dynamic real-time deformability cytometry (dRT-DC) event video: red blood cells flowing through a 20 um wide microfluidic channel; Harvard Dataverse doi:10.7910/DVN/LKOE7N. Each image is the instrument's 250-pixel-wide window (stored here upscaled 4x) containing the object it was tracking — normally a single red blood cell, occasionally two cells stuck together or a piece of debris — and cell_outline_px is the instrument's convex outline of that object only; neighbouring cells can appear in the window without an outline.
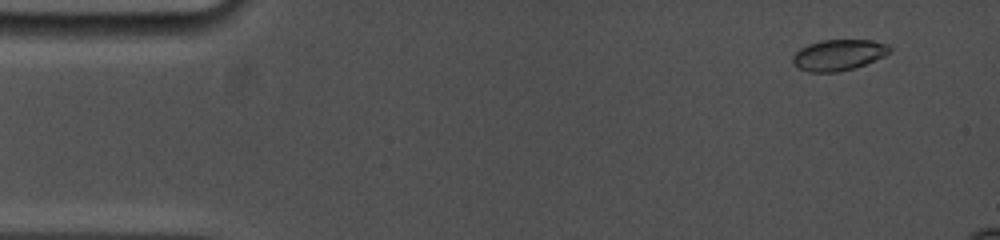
{"species": "common noctule bat (a hibernating species)", "species_latin": "Nyctalus noctula", "temperature_condition": "cold", "stored_images_in_passage": 7, "camera_frame_rate_fps": 5000, "um_per_image_px": 0.085, "animal": {"sex": "female", "body_mass_g": 19.0, "forearm_length_mm": 53.3}, "frame": {"image": 1, "passage_image": 2, "time_ms": 0.8, "image_size_px": [1000, 240], "cell_outline_px": [[892, 52], [876, 60], [856, 68], [836, 72], [808, 72], [792, 64], [792, 56], [800, 48], [808, 44], [820, 40], [872, 40], [888, 44], [892, 48]], "centroid_in_image_um": [71.3, 4.67], "position_along_channel_um": 13.7, "area_um2": 17.74}}